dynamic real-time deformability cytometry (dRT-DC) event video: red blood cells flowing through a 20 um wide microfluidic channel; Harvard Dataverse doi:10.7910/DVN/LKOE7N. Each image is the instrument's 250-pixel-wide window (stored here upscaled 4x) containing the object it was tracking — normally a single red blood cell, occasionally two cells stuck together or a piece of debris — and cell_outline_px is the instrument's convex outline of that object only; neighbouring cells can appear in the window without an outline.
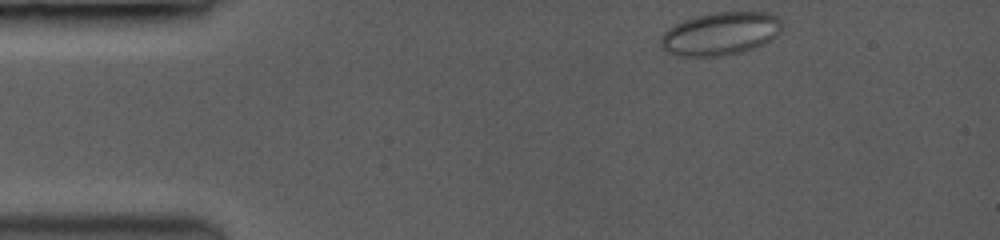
{"species": "common noctule bat (a hibernating species)", "species_latin": "Nyctalus noctula", "temperature_condition": "room temperature", "stored_images_in_passage": 48, "camera_frame_rate_fps": 3500, "um_per_image_px": 0.085, "animal": {"sex": "female", "body_mass_g": 19.0, "forearm_length_mm": 53.3}, "frame": {"image": 1, "passage_image": 1, "time_ms": 0.0, "image_size_px": [1000, 240], "cell_outline_px": [[776, 32], [768, 40], [752, 48], [740, 52], [716, 56], [688, 56], [672, 52], [664, 48], [660, 44], [660, 40], [664, 32], [676, 24], [700, 16], [720, 12], [768, 12], [776, 16]], "centroid_in_image_um": [61.17, 2.86], "position_along_channel_um": 23.8, "area_um2": 28.73}}
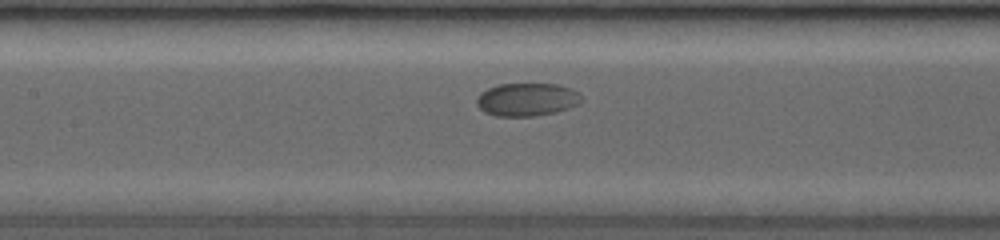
{"frame": {"image": 2, "passage_image": 20, "time_ms": 6.0, "image_size_px": [1000, 240], "cell_outline_px": [[580, 100], [576, 104], [568, 108], [556, 112], [532, 116], [496, 116], [484, 112], [480, 108], [476, 100], [488, 88], [500, 84], [556, 84], [568, 88], [576, 92]], "centroid_in_image_um": [44.75, 8.47], "position_along_channel_um": 162.7, "area_um2": 19.59}}
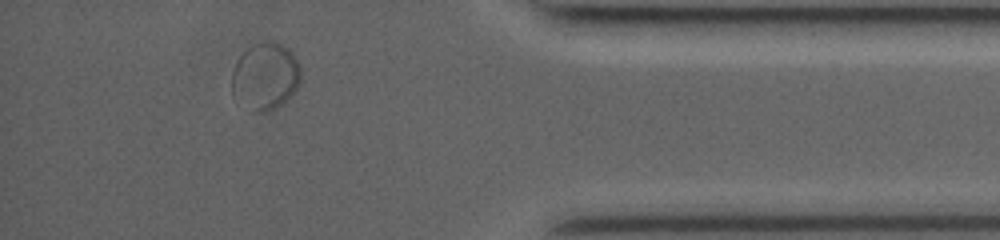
{"frame": {"image": 3, "passage_image": 43, "time_ms": 13.429, "image_size_px": [1000, 240], "cell_outline_px": [[300, 80], [296, 88], [276, 108], [268, 112], [252, 112], [232, 96], [232, 72], [240, 56], [252, 44], [268, 40], [276, 40], [284, 44], [292, 52], [300, 64]], "centroid_in_image_um": [22.54, 6.46], "position_along_channel_um": 412.7, "area_um2": 27.17}, "authors_computed_cell_mechanics": {"area_um2": 21.7617, "velocity_mm_per_s": 3.6178, "shape_relaxation_time_tau1_ms": null, "shape_relaxation_time_tau2_ms": 3.0519, "deformation_change_tau1": null, "deformation_change_tau2": 0.0203}}